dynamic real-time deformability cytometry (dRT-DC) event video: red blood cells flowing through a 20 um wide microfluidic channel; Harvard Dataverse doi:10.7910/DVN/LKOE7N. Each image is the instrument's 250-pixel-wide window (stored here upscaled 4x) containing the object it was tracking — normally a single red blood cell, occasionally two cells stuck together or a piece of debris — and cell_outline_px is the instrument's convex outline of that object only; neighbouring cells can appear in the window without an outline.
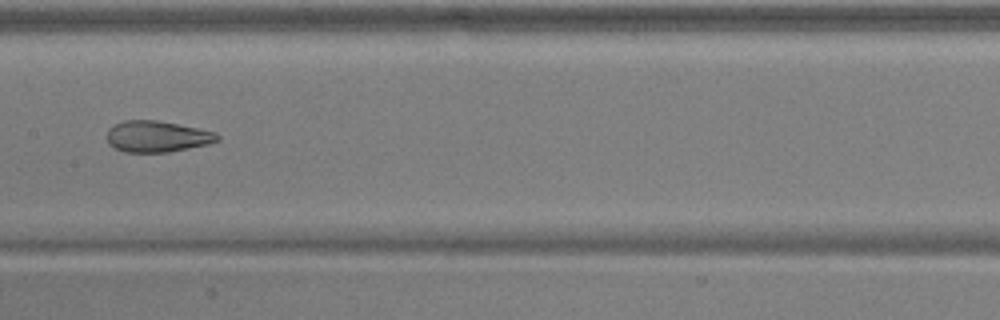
{"species": "common noctule bat (a hibernating species)", "species_latin": "Nyctalus noctula", "temperature_condition": "warm", "stored_images_in_passage": 35, "camera_frame_rate_fps": 3000, "um_per_image_px": 0.085, "animal": {"sex": "male", "body_mass_g": 17.9, "forearm_length_mm": 54.2}, "frame": {"image": 1, "passage_image": 11, "time_ms": 3.333, "image_size_px": [1000, 320], "cell_outline_px": [[220, 140], [208, 144], [168, 152], [124, 152], [108, 144], [108, 128], [124, 120], [156, 120], [216, 132], [220, 136]], "centroid_in_image_um": [13.35, 11.6], "position_along_channel_um": 194.0, "area_um2": 19.94}, "authors_computed_cell_mechanics": {"area_um2": 21.3282, "velocity_mm_per_s": 3.9432, "shape_relaxation_time_tau1_ms": 11.2828, "shape_relaxation_time_tau2_ms": 1.8015, "deformation_change_tau1": 0.2974, "deformation_change_tau2": 0.0994}}